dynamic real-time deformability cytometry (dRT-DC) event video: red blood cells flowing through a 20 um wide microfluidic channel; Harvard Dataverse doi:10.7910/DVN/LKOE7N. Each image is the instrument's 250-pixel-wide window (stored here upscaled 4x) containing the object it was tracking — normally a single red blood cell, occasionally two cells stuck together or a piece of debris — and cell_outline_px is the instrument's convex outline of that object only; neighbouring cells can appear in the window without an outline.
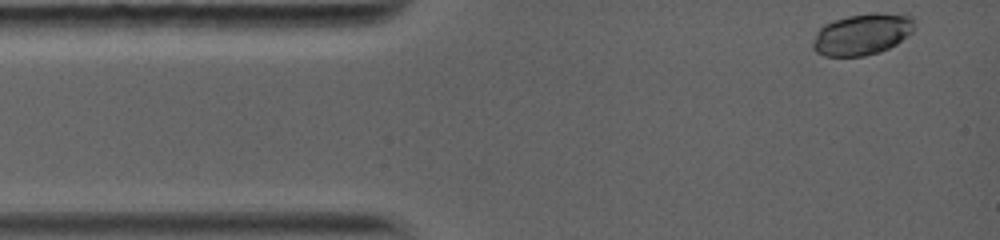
{"species": "common noctule bat (a hibernating species)", "species_latin": "Nyctalus noctula", "temperature_condition": "warm", "stored_images_in_passage": 27, "camera_frame_rate_fps": 5000, "um_per_image_px": 0.085, "animal": {"sex": "female", "body_mass_g": 19.0, "forearm_length_mm": 56.7}, "frame": {"image": 1, "passage_image": 1, "time_ms": 0.0, "image_size_px": [1000, 240], "cell_outline_px": [[916, 28], [908, 36], [896, 44], [888, 48], [876, 52], [860, 56], [824, 56], [816, 52], [812, 48], [812, 40], [816, 32], [824, 24], [832, 20], [848, 16], [872, 12], [876, 12], [912, 16], [916, 24]], "centroid_in_image_um": [73.28, 2.9], "position_along_channel_um": 11.7, "area_um2": 24.68}}
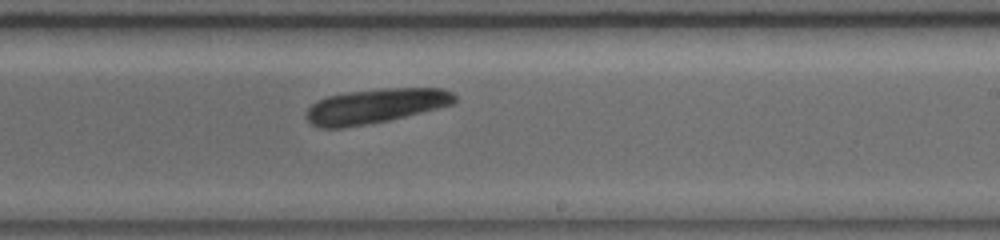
{"frame": {"image": 2, "passage_image": 16, "time_ms": 7.6, "image_size_px": [1000, 240], "cell_outline_px": [[456, 100], [452, 104], [388, 120], [340, 128], [320, 128], [312, 124], [308, 120], [308, 108], [312, 104], [328, 96], [348, 92], [380, 88], [444, 88], [452, 92], [456, 96]], "centroid_in_image_um": [31.93, 8.99], "position_along_channel_um": 257.1, "area_um2": 29.42}}
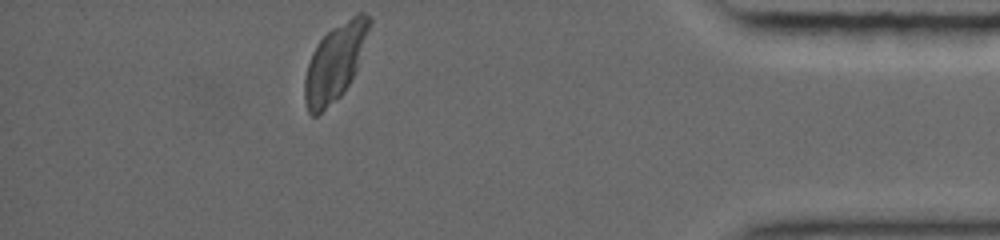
{"frame": {"image": 3, "passage_image": 27, "time_ms": 12.4, "image_size_px": [1000, 240], "cell_outline_px": [[372, 20], [352, 76], [348, 84], [340, 96], [316, 116], [312, 116], [308, 112], [304, 96], [304, 84], [308, 64], [320, 40], [332, 28], [356, 12], [364, 12]], "centroid_in_image_um": [28.45, 5.29], "position_along_channel_um": 406.7, "area_um2": 27.8}, "authors_computed_cell_mechanics": {"area_um2": 28.7266, "velocity_mm_per_s": 4.0131, "shape_relaxation_time_tau1_ms": null, "shape_relaxation_time_tau2_ms": 1.6542, "deformation_change_tau1": null, "deformation_change_tau2": 0.0626}}